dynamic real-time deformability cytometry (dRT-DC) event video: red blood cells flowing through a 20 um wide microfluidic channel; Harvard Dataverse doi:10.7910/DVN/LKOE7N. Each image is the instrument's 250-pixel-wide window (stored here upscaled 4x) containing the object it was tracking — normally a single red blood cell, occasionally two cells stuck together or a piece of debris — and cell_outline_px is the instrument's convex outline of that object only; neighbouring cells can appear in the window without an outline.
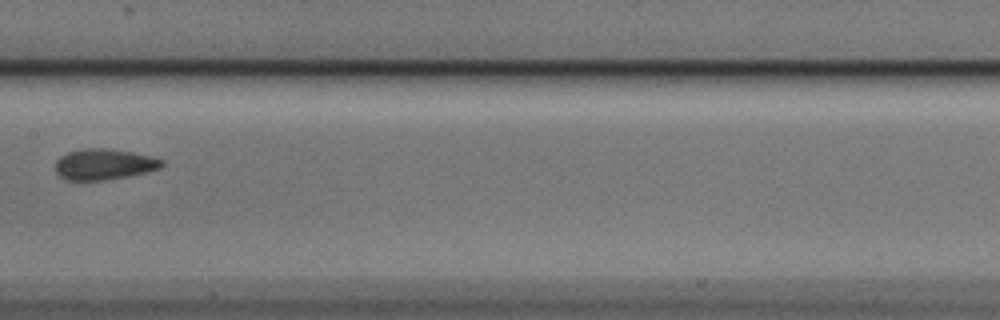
{"species": "Egyptian fruit bat (a non-hibernating species)", "species_latin": "Rousettus aegyptiacus", "temperature_condition": "cold", "stored_images_in_passage": 10, "camera_frame_rate_fps": 3000, "um_per_image_px": 0.085, "animal": {"sex": "male"}, "frame": {"image": 1, "passage_image": 9, "time_ms": 2.667, "image_size_px": [1000, 320], "cell_outline_px": [[164, 164], [160, 168], [128, 176], [104, 180], [68, 180], [60, 176], [56, 172], [56, 160], [60, 156], [68, 152], [80, 148], [108, 148], [132, 152], [152, 156], [164, 160]], "centroid_in_image_um": [8.84, 13.95], "position_along_channel_um": 198.6, "area_um2": 19.19}}
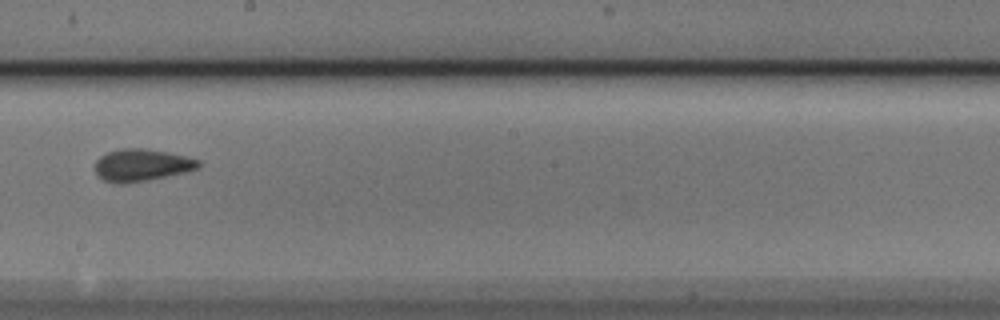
{"frame": {"image": 2, "passage_image": 10, "time_ms": 3.0, "image_size_px": [1000, 320], "cell_outline_px": [[200, 168], [188, 172], [148, 180], [124, 184], [116, 184], [104, 180], [96, 172], [96, 160], [100, 156], [108, 152], [120, 148], [144, 148], [168, 152], [188, 156], [200, 160]], "centroid_in_image_um": [12.09, 14.03], "position_along_channel_um": 236.1, "area_um2": 19.65}}